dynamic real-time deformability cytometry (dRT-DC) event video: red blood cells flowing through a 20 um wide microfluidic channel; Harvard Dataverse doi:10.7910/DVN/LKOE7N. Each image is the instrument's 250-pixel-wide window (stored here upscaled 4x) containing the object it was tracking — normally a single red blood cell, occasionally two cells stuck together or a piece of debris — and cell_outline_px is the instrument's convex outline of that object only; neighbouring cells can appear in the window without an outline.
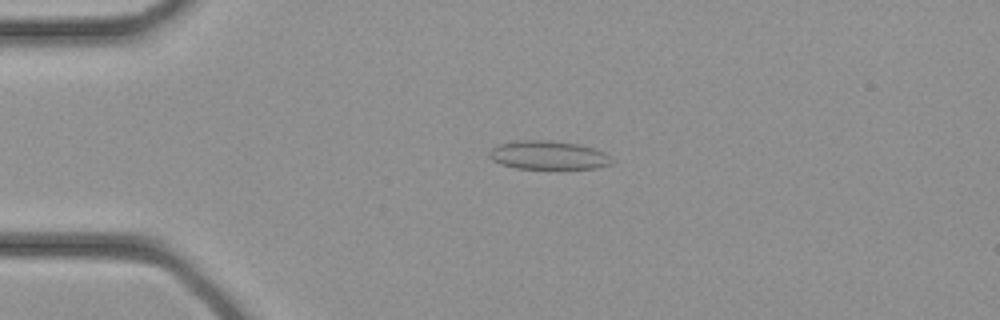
{"species": "common noctule bat (a hibernating species)", "species_latin": "Nyctalus noctula", "temperature_condition": "cold", "stored_images_in_passage": 19, "camera_frame_rate_fps": 3000, "um_per_image_px": 0.085, "animal": {"sex": "female", "body_mass_g": 21.9}, "frame": {"image": 1, "passage_image": 3, "time_ms": 0.667, "image_size_px": [1000, 320], "cell_outline_px": [[612, 164], [596, 168], [516, 168], [500, 164], [492, 160], [488, 156], [488, 152], [492, 148], [500, 144], [516, 140], [548, 140], [580, 144], [604, 152], [612, 160]], "centroid_in_image_um": [46.57, 13.18], "position_along_channel_um": 38.4, "area_um2": 20.35}}
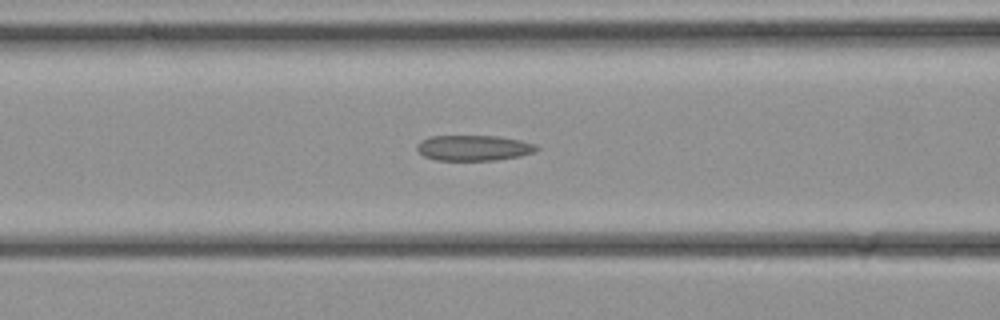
{"frame": {"image": 2, "passage_image": 9, "time_ms": 2.667, "image_size_px": [1000, 320], "cell_outline_px": [[540, 148], [532, 152], [520, 156], [496, 160], [436, 160], [424, 156], [416, 148], [416, 144], [420, 140], [428, 136], [496, 136], [520, 140], [536, 144]], "centroid_in_image_um": [40.24, 12.57], "position_along_channel_um": 126.4, "area_um2": 17.8}}
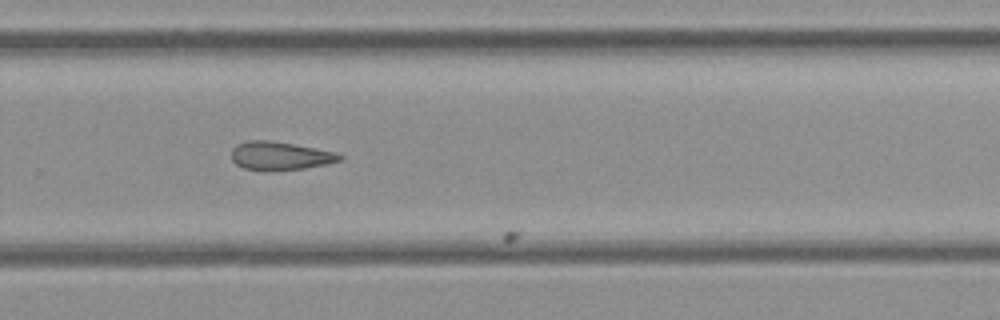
{"frame": {"image": 3, "passage_image": 18, "time_ms": 5.667, "image_size_px": [1000, 320], "cell_outline_px": [[344, 156], [340, 160], [328, 164], [304, 168], [244, 168], [236, 164], [232, 160], [232, 148], [236, 144], [248, 140], [268, 140], [316, 148], [336, 152]], "centroid_in_image_um": [23.82, 13.2], "position_along_channel_um": 306.0, "area_um2": 17.22}}